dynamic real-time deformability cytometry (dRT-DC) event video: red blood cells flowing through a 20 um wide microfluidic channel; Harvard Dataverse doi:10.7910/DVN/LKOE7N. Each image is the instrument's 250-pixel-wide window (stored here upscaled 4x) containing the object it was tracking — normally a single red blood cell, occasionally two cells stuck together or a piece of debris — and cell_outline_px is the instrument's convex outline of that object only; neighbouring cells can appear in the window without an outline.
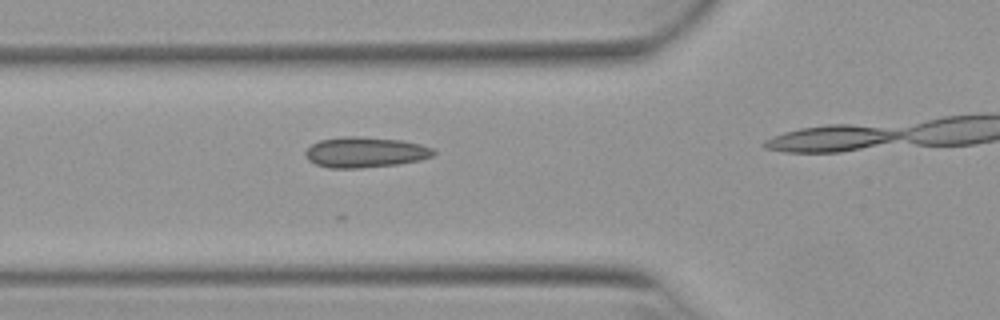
{"species": "Egyptian fruit bat (a non-hibernating species)", "species_latin": "Rousettus aegyptiacus", "temperature_condition": "warm", "stored_images_in_passage": 17, "camera_frame_rate_fps": 3000, "um_per_image_px": 0.085, "animal": {"sex": "female"}, "frame": {"image": 1, "passage_image": 13, "time_ms": 4.0, "image_size_px": [1000, 320], "cell_outline_px": [[436, 152], [432, 156], [420, 160], [396, 164], [360, 168], [328, 168], [316, 164], [308, 160], [304, 152], [312, 144], [320, 140], [344, 136], [360, 136], [404, 140], [436, 148]], "centroid_in_image_um": [31.06, 12.93], "position_along_channel_um": 94.7, "area_um2": 22.95}}